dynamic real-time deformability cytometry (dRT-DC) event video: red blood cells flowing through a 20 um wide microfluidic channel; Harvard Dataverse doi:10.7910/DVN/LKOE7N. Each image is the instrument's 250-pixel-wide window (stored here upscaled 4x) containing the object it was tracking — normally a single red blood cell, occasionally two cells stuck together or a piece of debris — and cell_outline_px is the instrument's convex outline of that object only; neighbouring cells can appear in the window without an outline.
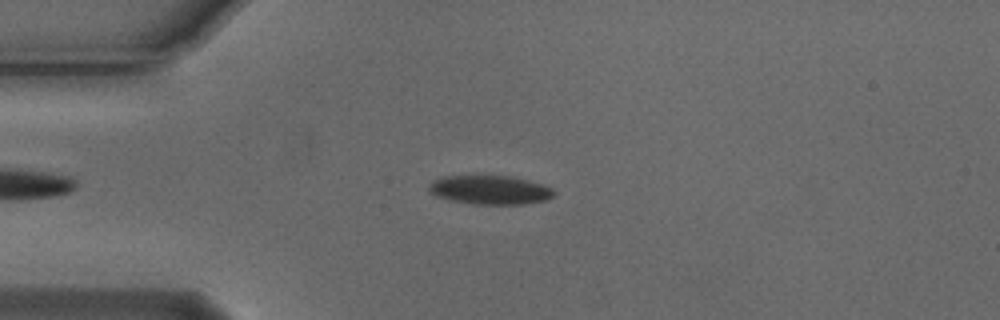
{"species": "Egyptian fruit bat (a non-hibernating species)", "species_latin": "Rousettus aegyptiacus", "temperature_condition": "cold", "stored_images_in_passage": 48, "camera_frame_rate_fps": 3000, "um_per_image_px": 0.085, "animal": {"sex": "male"}, "frame": {"image": 1, "passage_image": 11, "time_ms": 3.333, "image_size_px": [1000, 320], "cell_outline_px": [[556, 192], [548, 200], [524, 204], [472, 204], [448, 200], [436, 196], [428, 188], [428, 184], [432, 180], [444, 176], [512, 176], [528, 180], [552, 188]], "centroid_in_image_um": [41.64, 16.15], "position_along_channel_um": 43.4, "area_um2": 21.15}}
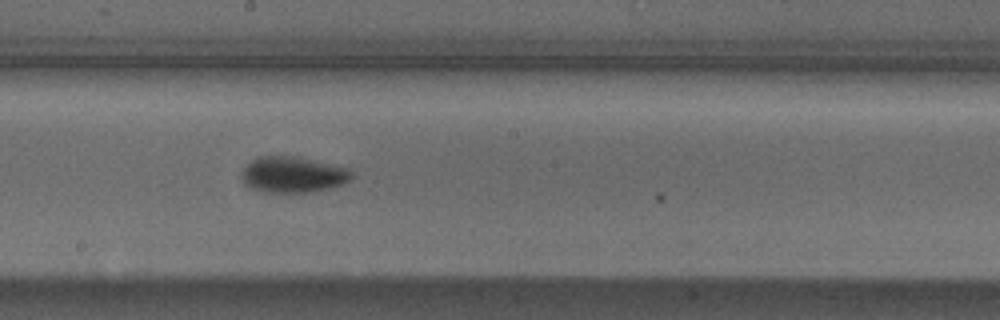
{"frame": {"image": 2, "passage_image": 27, "time_ms": 8.667, "image_size_px": [1000, 320], "cell_outline_px": [[352, 176], [344, 184], [332, 188], [312, 192], [264, 192], [252, 188], [244, 184], [240, 176], [240, 172], [252, 160], [260, 156], [300, 156], [348, 168], [352, 172]], "centroid_in_image_um": [24.9, 14.84], "position_along_channel_um": 223.3, "area_um2": 23.29}}
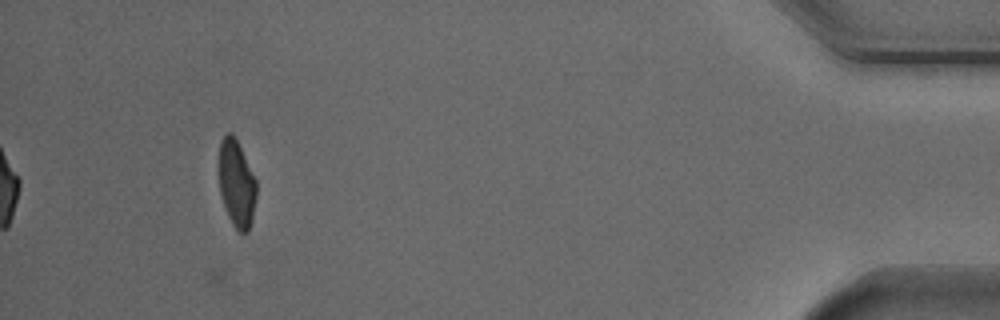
{"frame": {"image": 3, "passage_image": 48, "time_ms": 15.667, "image_size_px": [1000, 320], "cell_outline_px": [[256, 196], [252, 220], [248, 232], [240, 232], [232, 224], [228, 216], [220, 192], [216, 168], [216, 164], [220, 140], [228, 132], [232, 132], [256, 180]], "centroid_in_image_um": [20.05, 15.57], "position_along_channel_um": 415.1, "area_um2": 19.36}, "authors_computed_cell_mechanics": {"area_um2": 21.1837, "velocity_mm_per_s": 3.7525, "shape_relaxation_time_tau1_ms": 2.7199, "shape_relaxation_time_tau2_ms": 2.9851, "deformation_change_tau1": 0.1187, "deformation_change_tau2": 0.0579}}